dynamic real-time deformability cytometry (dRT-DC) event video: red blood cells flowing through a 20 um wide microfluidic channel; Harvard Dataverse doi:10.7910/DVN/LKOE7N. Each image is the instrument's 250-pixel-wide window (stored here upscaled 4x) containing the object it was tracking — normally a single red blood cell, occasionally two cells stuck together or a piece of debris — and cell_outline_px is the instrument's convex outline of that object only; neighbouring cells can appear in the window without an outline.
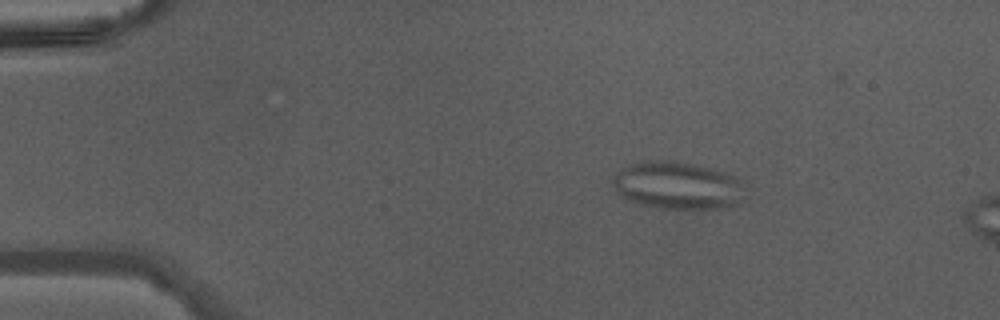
{"species": "Egyptian fruit bat (a non-hibernating species)", "species_latin": "Rousettus aegyptiacus", "temperature_condition": "warm", "stored_images_in_passage": 13, "camera_frame_rate_fps": 3000, "um_per_image_px": 0.085, "animal": {"sex": "male"}, "frame": {"image": 1, "passage_image": 8, "time_ms": 2.333, "image_size_px": [1000, 320], "cell_outline_px": [[744, 184], [740, 204], [720, 208], [656, 208], [640, 204], [628, 200], [620, 196], [612, 180], [616, 172], [632, 164], [656, 160], [672, 160], [692, 164], [724, 172], [732, 176]], "centroid_in_image_um": [57.58, 15.78], "position_along_channel_um": 27.4, "area_um2": 36.18}}